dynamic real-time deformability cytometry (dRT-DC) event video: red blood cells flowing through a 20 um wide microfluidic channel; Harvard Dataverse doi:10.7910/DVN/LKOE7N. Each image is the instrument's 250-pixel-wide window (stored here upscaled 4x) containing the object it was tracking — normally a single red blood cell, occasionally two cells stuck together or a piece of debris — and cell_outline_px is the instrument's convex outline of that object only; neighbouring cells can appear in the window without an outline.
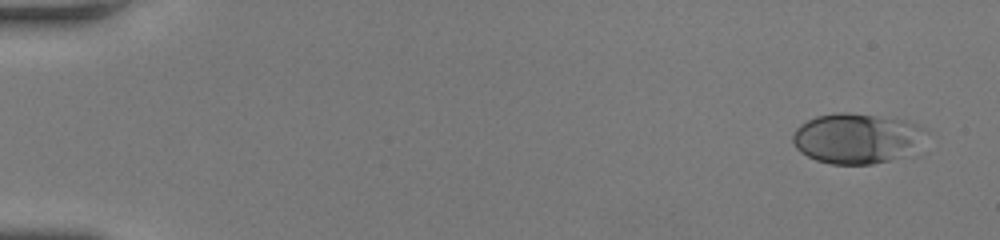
{"species": "human", "species_latin": "Homo sapiens", "temperature_condition": "room temperature", "stored_images_in_passage": 54, "camera_frame_rate_fps": 3000, "um_per_image_px": 0.085, "donor": {"sex": "female"}, "frame": {"image": 1, "passage_image": 1, "time_ms": 0.0, "image_size_px": [1000, 240], "cell_outline_px": [[928, 132], [904, 156], [872, 164], [832, 164], [816, 160], [800, 152], [796, 148], [792, 140], [792, 136], [796, 128], [800, 124], [816, 116], [836, 112], [848, 112], [904, 120], [916, 124], [924, 128]], "centroid_in_image_um": [72.76, 11.75], "position_along_channel_um": 12.2, "area_um2": 38.55}}
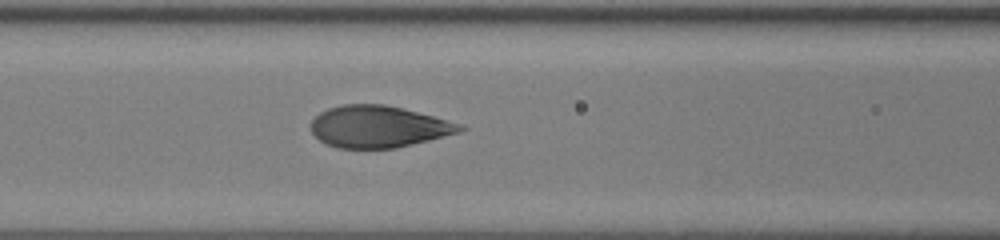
{"frame": {"image": 2, "passage_image": 23, "time_ms": 7.333, "image_size_px": [1000, 240], "cell_outline_px": [[468, 128], [460, 132], [428, 140], [392, 148], [340, 148], [328, 144], [320, 140], [312, 132], [312, 120], [320, 112], [328, 108], [344, 104], [384, 104], [432, 116], [460, 124]], "centroid_in_image_um": [32.15, 10.76], "position_along_channel_um": 134.5, "area_um2": 35.66}}
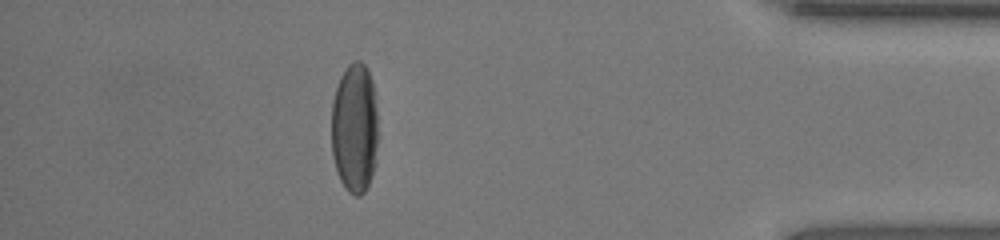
{"frame": {"image": 3, "passage_image": 47, "time_ms": 15.333, "image_size_px": [1000, 240], "cell_outline_px": [[376, 160], [368, 184], [364, 192], [360, 196], [356, 196], [348, 192], [344, 188], [340, 180], [336, 168], [332, 152], [332, 100], [340, 76], [348, 64], [352, 60], [360, 60], [364, 64], [372, 80], [376, 108]], "centroid_in_image_um": [30.12, 10.88], "position_along_channel_um": 405.1, "area_um2": 35.26}}